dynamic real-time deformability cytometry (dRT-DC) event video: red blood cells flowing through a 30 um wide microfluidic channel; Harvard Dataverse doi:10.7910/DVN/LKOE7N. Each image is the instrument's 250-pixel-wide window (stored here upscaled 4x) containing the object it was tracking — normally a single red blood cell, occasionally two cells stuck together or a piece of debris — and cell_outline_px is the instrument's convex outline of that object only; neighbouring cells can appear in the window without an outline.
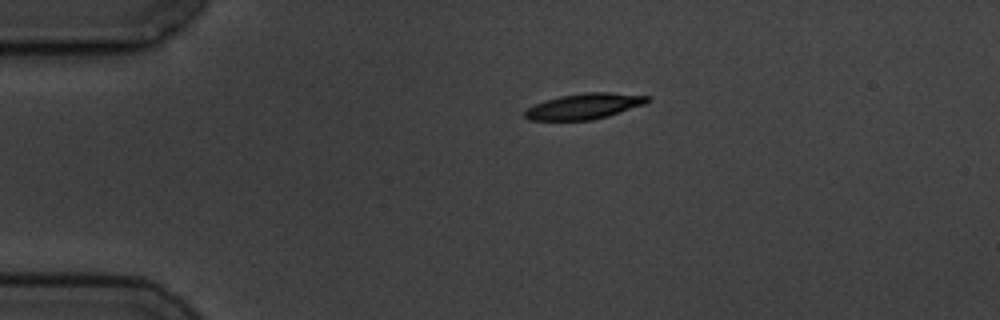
{"species": "common noctule bat (a hibernating species)", "species_latin": "Nyctalus noctula", "temperature_condition": "cold", "stored_images_in_passage": 2, "camera_frame_rate_fps": 3000, "um_per_image_px": 0.085, "animal": {"sex": "male", "body_mass_g": 19.5, "forearm_length_mm": 54.6}, "frame": {"image": 1, "passage_image": 1, "time_ms": 0.0, "image_size_px": [1000, 320], "cell_outline_px": [[652, 100], [644, 104], [608, 116], [592, 120], [528, 120], [524, 116], [524, 112], [528, 108], [544, 100], [560, 96], [584, 92], [608, 92], [652, 96]], "centroid_in_image_um": [49.69, 9.02], "position_along_channel_um": 35.3, "area_um2": 18.38}}